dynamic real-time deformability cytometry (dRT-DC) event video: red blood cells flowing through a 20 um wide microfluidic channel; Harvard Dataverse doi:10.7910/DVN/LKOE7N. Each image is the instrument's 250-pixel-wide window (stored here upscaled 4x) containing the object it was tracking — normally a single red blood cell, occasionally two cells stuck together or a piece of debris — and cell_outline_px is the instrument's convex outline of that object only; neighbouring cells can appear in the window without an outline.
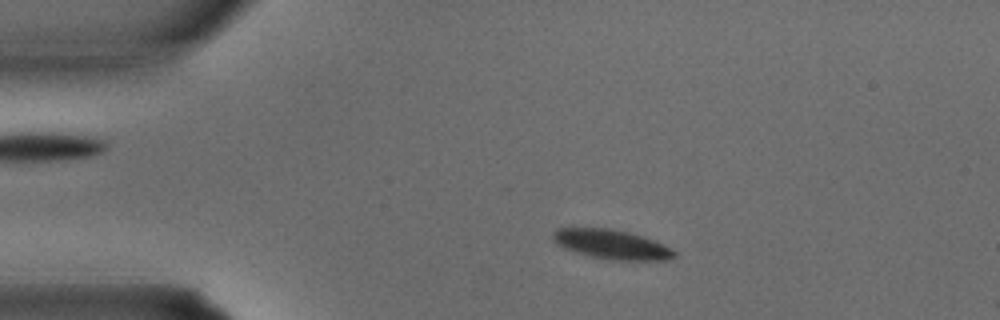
{"species": "common noctule bat (a hibernating species)", "species_latin": "Nyctalus noctula", "temperature_condition": "warm", "stored_images_in_passage": 7, "camera_frame_rate_fps": 3000, "um_per_image_px": 0.085, "animal": {"sex": "male", "body_mass_g": 15.6}, "frame": {"image": 1, "passage_image": 5, "time_ms": 1.333, "image_size_px": [1000, 320], "cell_outline_px": [[676, 256], [664, 260], [616, 260], [592, 256], [564, 248], [556, 244], [552, 240], [552, 232], [556, 228], [608, 228], [628, 232], [652, 240], [676, 252]], "centroid_in_image_um": [51.92, 20.76], "position_along_channel_um": 33.1, "area_um2": 20.35}}